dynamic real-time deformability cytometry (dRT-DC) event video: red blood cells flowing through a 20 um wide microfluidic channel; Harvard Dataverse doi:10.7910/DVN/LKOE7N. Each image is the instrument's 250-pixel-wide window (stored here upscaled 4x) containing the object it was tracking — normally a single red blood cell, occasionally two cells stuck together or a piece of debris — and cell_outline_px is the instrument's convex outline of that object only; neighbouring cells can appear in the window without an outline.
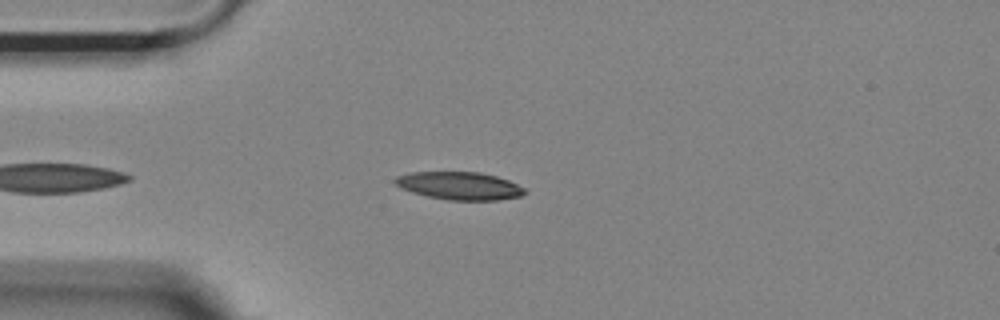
{"species": "Egyptian fruit bat (a non-hibernating species)", "species_latin": "Rousettus aegyptiacus", "temperature_condition": "room temperature", "stored_images_in_passage": 30, "camera_frame_rate_fps": 3000, "um_per_image_px": 0.085, "animal": {"sex": "female"}, "frame": {"image": 1, "passage_image": 4, "time_ms": 1.0, "image_size_px": [1000, 320], "cell_outline_px": [[528, 192], [520, 196], [496, 200], [448, 200], [428, 196], [412, 192], [400, 188], [392, 180], [396, 176], [412, 172], [480, 172], [496, 176], [508, 180], [524, 188]], "centroid_in_image_um": [39.04, 15.79], "position_along_channel_um": 46.0, "area_um2": 20.98}}
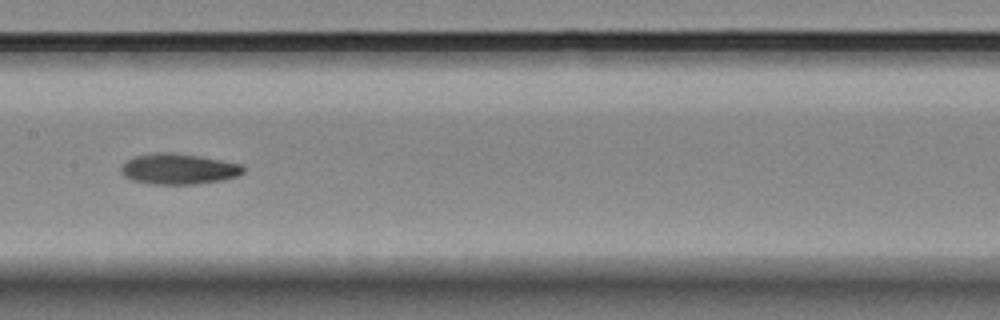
{"frame": {"image": 2, "passage_image": 17, "time_ms": 5.333, "image_size_px": [1000, 320], "cell_outline_px": [[244, 172], [236, 176], [220, 180], [196, 184], [148, 184], [132, 180], [124, 176], [120, 172], [120, 168], [128, 160], [136, 156], [156, 152], [172, 152], [220, 160], [240, 164], [244, 168]], "centroid_in_image_um": [15.13, 14.37], "position_along_channel_um": 192.3, "area_um2": 21.62}}
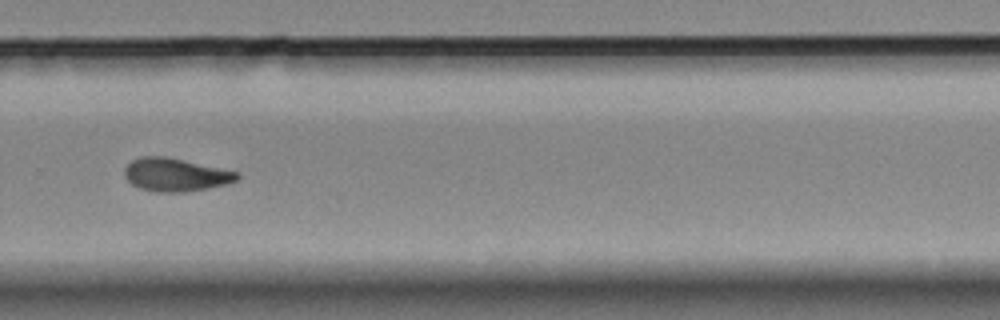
{"frame": {"image": 3, "passage_image": 27, "time_ms": 8.667, "image_size_px": [1000, 320], "cell_outline_px": [[240, 176], [236, 180], [228, 184], [208, 188], [184, 192], [156, 192], [140, 188], [132, 184], [124, 176], [124, 168], [132, 160], [140, 156], [164, 156], [240, 172]], "centroid_in_image_um": [14.92, 14.85], "position_along_channel_um": 314.9, "area_um2": 21.73}, "authors_computed_cell_mechanics": {"area_um2": 21.5594, "velocity_mm_per_s": 3.696, "shape_relaxation_time_tau1_ms": null, "shape_relaxation_time_tau2_ms": 2.8751, "deformation_change_tau1": null, "deformation_change_tau2": 0.0844}}